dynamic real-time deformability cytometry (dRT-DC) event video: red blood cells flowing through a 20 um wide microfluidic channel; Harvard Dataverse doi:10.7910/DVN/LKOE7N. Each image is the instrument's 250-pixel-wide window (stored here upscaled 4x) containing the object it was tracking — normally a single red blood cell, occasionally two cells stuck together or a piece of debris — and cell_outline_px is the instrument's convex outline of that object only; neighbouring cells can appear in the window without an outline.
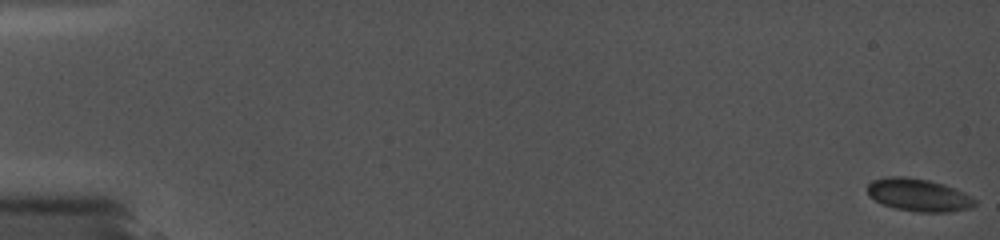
{"species": "common noctule bat (a hibernating species)", "species_latin": "Nyctalus noctula", "temperature_condition": "cold", "stored_images_in_passage": 41, "camera_frame_rate_fps": 5000, "um_per_image_px": 0.085, "animal": {"sex": "female", "body_mass_g": 19.0, "forearm_length_mm": 56.7}, "frame": {"image": 1, "passage_image": 1, "time_ms": 0.0, "image_size_px": [1000, 240], "cell_outline_px": [[976, 204], [972, 208], [948, 212], [920, 212], [896, 208], [884, 204], [868, 196], [868, 184], [872, 180], [888, 176], [904, 176], [928, 180], [944, 184], [956, 188], [972, 196], [976, 200]], "centroid_in_image_um": [78.11, 16.57], "position_along_channel_um": 6.9, "area_um2": 20.52}}
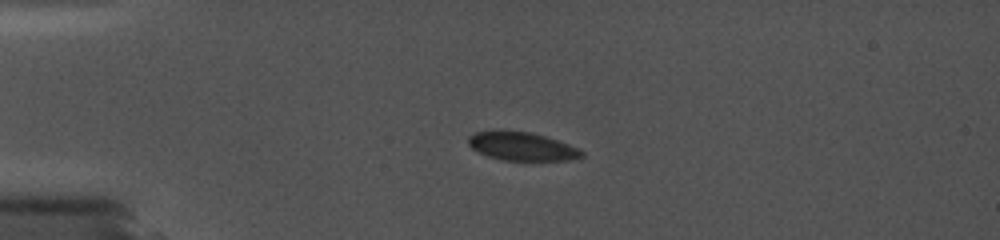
{"frame": {"image": 2, "passage_image": 24, "time_ms": 4.6, "image_size_px": [1000, 240], "cell_outline_px": [[584, 156], [572, 160], [500, 160], [488, 156], [472, 148], [468, 144], [468, 136], [476, 132], [492, 128], [500, 128], [532, 132], [568, 144], [584, 152]], "centroid_in_image_um": [44.29, 12.4], "position_along_channel_um": 40.7, "area_um2": 19.19}}
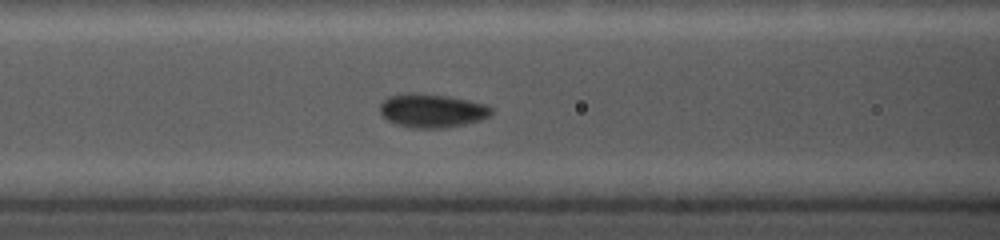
{"frame": {"image": 3, "passage_image": 41, "time_ms": 8.0, "image_size_px": [1000, 240], "cell_outline_px": [[492, 112], [488, 116], [480, 120], [464, 124], [444, 128], [412, 128], [396, 124], [388, 120], [380, 112], [380, 104], [388, 96], [408, 92], [412, 92], [448, 96], [488, 104], [492, 108]], "centroid_in_image_um": [36.71, 9.4], "position_along_channel_um": 129.9, "area_um2": 21.91}}